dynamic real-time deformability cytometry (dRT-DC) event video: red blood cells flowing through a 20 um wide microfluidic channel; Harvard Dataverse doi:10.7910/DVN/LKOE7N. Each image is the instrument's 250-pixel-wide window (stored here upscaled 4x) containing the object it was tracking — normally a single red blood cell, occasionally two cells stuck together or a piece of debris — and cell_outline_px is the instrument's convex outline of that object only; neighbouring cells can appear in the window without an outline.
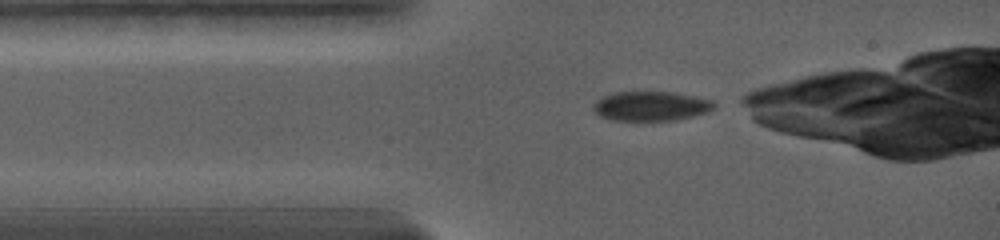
{"species": "common noctule bat (a hibernating species)", "species_latin": "Nyctalus noctula", "temperature_condition": "warm", "stored_images_in_passage": 45, "camera_frame_rate_fps": 5000, "um_per_image_px": 0.085, "animal": {"sex": "female", "body_mass_g": 19.0, "forearm_length_mm": 56.7}, "frame": {"image": 1, "passage_image": 1, "time_ms": 0.0, "image_size_px": [1000, 240], "cell_outline_px": [[716, 108], [708, 112], [676, 120], [636, 124], [612, 120], [600, 116], [592, 108], [596, 100], [600, 96], [616, 92], [672, 92], [712, 100], [716, 104]], "centroid_in_image_um": [55.29, 9.07], "position_along_channel_um": 29.7, "area_um2": 21.68}}
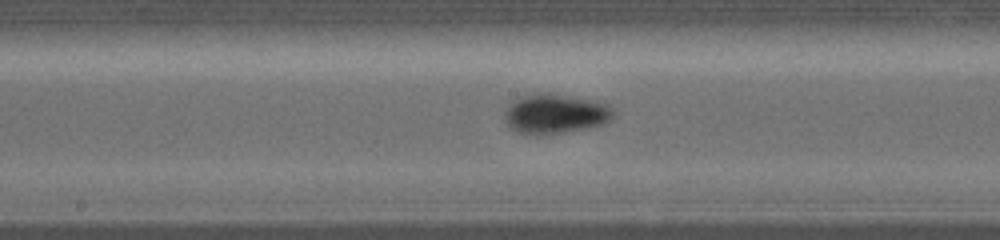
{"frame": {"image": 2, "passage_image": 23, "time_ms": 5.0, "image_size_px": [1000, 240], "cell_outline_px": [[616, 112], [604, 124], [584, 128], [540, 136], [536, 136], [520, 132], [508, 128], [504, 120], [504, 112], [516, 100], [524, 96], [540, 92], [552, 92], [588, 100], [604, 104], [612, 108]], "centroid_in_image_um": [47.15, 9.69], "position_along_channel_um": 201.1, "area_um2": 24.91}}
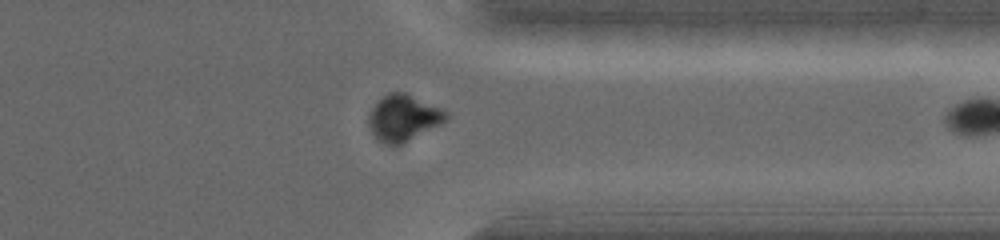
{"frame": {"image": 3, "passage_image": 44, "time_ms": 9.8, "image_size_px": [1000, 240], "cell_outline_px": [[448, 120], [400, 144], [384, 144], [376, 140], [368, 124], [368, 116], [372, 108], [388, 92], [404, 92], [440, 108], [448, 112]], "centroid_in_image_um": [34.27, 10.02], "position_along_channel_um": 377.1, "area_um2": 20.46}}